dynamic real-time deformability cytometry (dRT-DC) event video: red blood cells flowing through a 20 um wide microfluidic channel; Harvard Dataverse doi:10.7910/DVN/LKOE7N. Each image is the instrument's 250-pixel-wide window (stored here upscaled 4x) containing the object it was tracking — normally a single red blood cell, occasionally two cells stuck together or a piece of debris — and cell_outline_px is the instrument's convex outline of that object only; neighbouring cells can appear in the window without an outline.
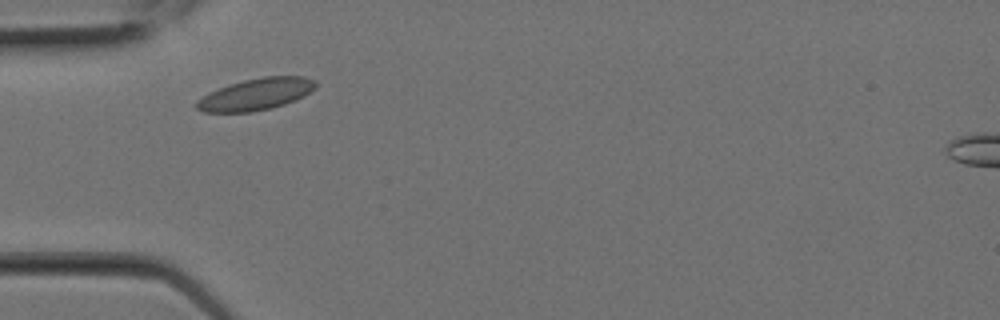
{"species": "Egyptian fruit bat (a non-hibernating species)", "species_latin": "Rousettus aegyptiacus", "temperature_condition": "room temperature", "stored_images_in_passage": 3, "camera_frame_rate_fps": 3000, "um_per_image_px": 0.085, "animal": {"sex": "female"}, "frame": {"image": 1, "passage_image": 2, "time_ms": 0.333, "image_size_px": [1000, 320], "cell_outline_px": [[316, 88], [304, 96], [284, 104], [272, 108], [252, 112], [204, 112], [196, 108], [196, 100], [208, 92], [228, 84], [244, 80], [264, 76], [304, 76], [316, 80]], "centroid_in_image_um": [21.75, 8.0], "position_along_channel_um": 63.2, "area_um2": 22.2}}